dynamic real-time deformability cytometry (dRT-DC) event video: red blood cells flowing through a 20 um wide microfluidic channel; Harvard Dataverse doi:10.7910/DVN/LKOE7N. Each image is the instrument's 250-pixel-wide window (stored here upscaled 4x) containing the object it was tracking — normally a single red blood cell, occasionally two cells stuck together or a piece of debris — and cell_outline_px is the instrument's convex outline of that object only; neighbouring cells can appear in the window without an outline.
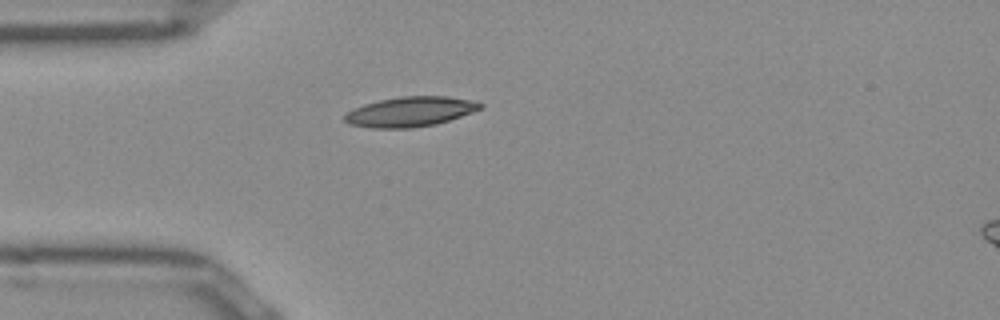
{"species": "Egyptian fruit bat (a non-hibernating species)", "species_latin": "Rousettus aegyptiacus", "temperature_condition": "room temperature", "stored_images_in_passage": 38, "camera_frame_rate_fps": 3000, "um_per_image_px": 0.085, "frame": {"image": 1, "passage_image": 1, "time_ms": 0.0, "image_size_px": [1000, 320], "cell_outline_px": [[484, 104], [480, 108], [472, 112], [436, 124], [408, 128], [372, 128], [348, 124], [344, 120], [344, 116], [352, 108], [364, 104], [380, 100], [400, 96], [448, 96], [476, 100]], "centroid_in_image_um": [34.86, 9.48], "position_along_channel_um": 50.1, "area_um2": 23.64}}
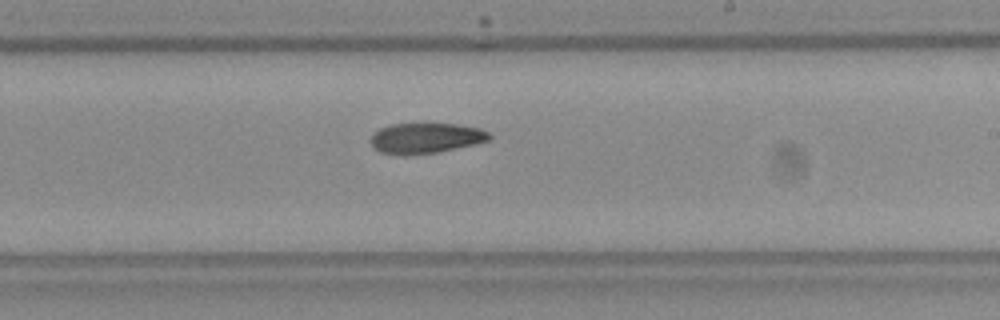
{"frame": {"image": 2, "passage_image": 17, "time_ms": 5.333, "image_size_px": [1000, 320], "cell_outline_px": [[492, 136], [488, 140], [476, 144], [436, 152], [380, 152], [368, 140], [372, 132], [380, 128], [392, 124], [424, 120], [456, 124], [480, 128], [488, 132]], "centroid_in_image_um": [36.21, 11.64], "position_along_channel_um": 252.8, "area_um2": 21.21}}
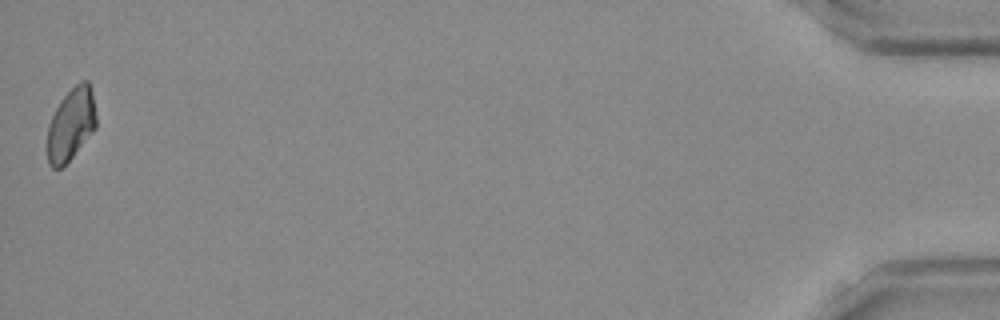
{"frame": {"image": 3, "passage_image": 38, "time_ms": 12.333, "image_size_px": [1000, 320], "cell_outline_px": [[96, 128], [72, 156], [60, 168], [52, 168], [48, 164], [48, 124], [60, 100], [80, 80], [88, 80], [92, 92], [96, 116]], "centroid_in_image_um": [6.04, 10.54], "position_along_channel_um": 429.2, "area_um2": 20.35}}